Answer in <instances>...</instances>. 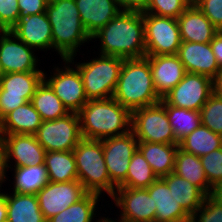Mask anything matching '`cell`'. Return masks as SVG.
Segmentation results:
<instances>
[{"instance_id": "2", "label": "cell", "mask_w": 222, "mask_h": 222, "mask_svg": "<svg viewBox=\"0 0 222 222\" xmlns=\"http://www.w3.org/2000/svg\"><path fill=\"white\" fill-rule=\"evenodd\" d=\"M78 115L84 139L103 140L131 131L132 113L113 97L89 100Z\"/></svg>"}, {"instance_id": "47", "label": "cell", "mask_w": 222, "mask_h": 222, "mask_svg": "<svg viewBox=\"0 0 222 222\" xmlns=\"http://www.w3.org/2000/svg\"><path fill=\"white\" fill-rule=\"evenodd\" d=\"M209 196L222 204V181H219L212 186Z\"/></svg>"}, {"instance_id": "40", "label": "cell", "mask_w": 222, "mask_h": 222, "mask_svg": "<svg viewBox=\"0 0 222 222\" xmlns=\"http://www.w3.org/2000/svg\"><path fill=\"white\" fill-rule=\"evenodd\" d=\"M19 16L17 0H0V31L11 30L18 22Z\"/></svg>"}, {"instance_id": "19", "label": "cell", "mask_w": 222, "mask_h": 222, "mask_svg": "<svg viewBox=\"0 0 222 222\" xmlns=\"http://www.w3.org/2000/svg\"><path fill=\"white\" fill-rule=\"evenodd\" d=\"M150 63L154 88L162 99L187 73L177 55H146Z\"/></svg>"}, {"instance_id": "42", "label": "cell", "mask_w": 222, "mask_h": 222, "mask_svg": "<svg viewBox=\"0 0 222 222\" xmlns=\"http://www.w3.org/2000/svg\"><path fill=\"white\" fill-rule=\"evenodd\" d=\"M20 14L35 15L46 12L49 0H17Z\"/></svg>"}, {"instance_id": "38", "label": "cell", "mask_w": 222, "mask_h": 222, "mask_svg": "<svg viewBox=\"0 0 222 222\" xmlns=\"http://www.w3.org/2000/svg\"><path fill=\"white\" fill-rule=\"evenodd\" d=\"M208 183L213 186L222 181V147L199 157Z\"/></svg>"}, {"instance_id": "15", "label": "cell", "mask_w": 222, "mask_h": 222, "mask_svg": "<svg viewBox=\"0 0 222 222\" xmlns=\"http://www.w3.org/2000/svg\"><path fill=\"white\" fill-rule=\"evenodd\" d=\"M212 94L210 77L186 73L184 78L162 99L171 106L200 111Z\"/></svg>"}, {"instance_id": "45", "label": "cell", "mask_w": 222, "mask_h": 222, "mask_svg": "<svg viewBox=\"0 0 222 222\" xmlns=\"http://www.w3.org/2000/svg\"><path fill=\"white\" fill-rule=\"evenodd\" d=\"M7 166H6V157H5V148H4V144L2 142V139L0 137V191L2 188V184L6 183L7 179Z\"/></svg>"}, {"instance_id": "48", "label": "cell", "mask_w": 222, "mask_h": 222, "mask_svg": "<svg viewBox=\"0 0 222 222\" xmlns=\"http://www.w3.org/2000/svg\"><path fill=\"white\" fill-rule=\"evenodd\" d=\"M0 222H7V206L5 191H0Z\"/></svg>"}, {"instance_id": "32", "label": "cell", "mask_w": 222, "mask_h": 222, "mask_svg": "<svg viewBox=\"0 0 222 222\" xmlns=\"http://www.w3.org/2000/svg\"><path fill=\"white\" fill-rule=\"evenodd\" d=\"M45 166L51 182L78 180L73 151H49L45 155Z\"/></svg>"}, {"instance_id": "4", "label": "cell", "mask_w": 222, "mask_h": 222, "mask_svg": "<svg viewBox=\"0 0 222 222\" xmlns=\"http://www.w3.org/2000/svg\"><path fill=\"white\" fill-rule=\"evenodd\" d=\"M113 98L131 113L160 102L146 57L124 59Z\"/></svg>"}, {"instance_id": "30", "label": "cell", "mask_w": 222, "mask_h": 222, "mask_svg": "<svg viewBox=\"0 0 222 222\" xmlns=\"http://www.w3.org/2000/svg\"><path fill=\"white\" fill-rule=\"evenodd\" d=\"M101 197L95 193H87L82 199L46 222H94V219H96L95 222H102L106 217L102 214H100L101 217L96 215Z\"/></svg>"}, {"instance_id": "33", "label": "cell", "mask_w": 222, "mask_h": 222, "mask_svg": "<svg viewBox=\"0 0 222 222\" xmlns=\"http://www.w3.org/2000/svg\"><path fill=\"white\" fill-rule=\"evenodd\" d=\"M222 147V136L200 124L179 142V148L198 157Z\"/></svg>"}, {"instance_id": "21", "label": "cell", "mask_w": 222, "mask_h": 222, "mask_svg": "<svg viewBox=\"0 0 222 222\" xmlns=\"http://www.w3.org/2000/svg\"><path fill=\"white\" fill-rule=\"evenodd\" d=\"M75 2L81 22L90 37L121 12L115 0H75Z\"/></svg>"}, {"instance_id": "25", "label": "cell", "mask_w": 222, "mask_h": 222, "mask_svg": "<svg viewBox=\"0 0 222 222\" xmlns=\"http://www.w3.org/2000/svg\"><path fill=\"white\" fill-rule=\"evenodd\" d=\"M179 144L138 142V150L158 178L174 171L175 155Z\"/></svg>"}, {"instance_id": "7", "label": "cell", "mask_w": 222, "mask_h": 222, "mask_svg": "<svg viewBox=\"0 0 222 222\" xmlns=\"http://www.w3.org/2000/svg\"><path fill=\"white\" fill-rule=\"evenodd\" d=\"M131 130L138 142L179 144L161 102L134 110Z\"/></svg>"}, {"instance_id": "22", "label": "cell", "mask_w": 222, "mask_h": 222, "mask_svg": "<svg viewBox=\"0 0 222 222\" xmlns=\"http://www.w3.org/2000/svg\"><path fill=\"white\" fill-rule=\"evenodd\" d=\"M181 41L210 43L219 30L192 3L177 18Z\"/></svg>"}, {"instance_id": "5", "label": "cell", "mask_w": 222, "mask_h": 222, "mask_svg": "<svg viewBox=\"0 0 222 222\" xmlns=\"http://www.w3.org/2000/svg\"><path fill=\"white\" fill-rule=\"evenodd\" d=\"M78 180L88 193L114 195L116 186L110 181L103 155L102 140L82 139L73 150ZM103 194V195H102Z\"/></svg>"}, {"instance_id": "36", "label": "cell", "mask_w": 222, "mask_h": 222, "mask_svg": "<svg viewBox=\"0 0 222 222\" xmlns=\"http://www.w3.org/2000/svg\"><path fill=\"white\" fill-rule=\"evenodd\" d=\"M201 124L222 136V100L212 94L200 110Z\"/></svg>"}, {"instance_id": "20", "label": "cell", "mask_w": 222, "mask_h": 222, "mask_svg": "<svg viewBox=\"0 0 222 222\" xmlns=\"http://www.w3.org/2000/svg\"><path fill=\"white\" fill-rule=\"evenodd\" d=\"M176 55L187 73L202 74L213 79L220 69L210 43L182 41Z\"/></svg>"}, {"instance_id": "29", "label": "cell", "mask_w": 222, "mask_h": 222, "mask_svg": "<svg viewBox=\"0 0 222 222\" xmlns=\"http://www.w3.org/2000/svg\"><path fill=\"white\" fill-rule=\"evenodd\" d=\"M173 173L185 178L200 188L206 195L210 194L212 186L208 183L203 165L198 156L187 153L178 147L175 155Z\"/></svg>"}, {"instance_id": "26", "label": "cell", "mask_w": 222, "mask_h": 222, "mask_svg": "<svg viewBox=\"0 0 222 222\" xmlns=\"http://www.w3.org/2000/svg\"><path fill=\"white\" fill-rule=\"evenodd\" d=\"M6 193L7 222H46L37 195Z\"/></svg>"}, {"instance_id": "14", "label": "cell", "mask_w": 222, "mask_h": 222, "mask_svg": "<svg viewBox=\"0 0 222 222\" xmlns=\"http://www.w3.org/2000/svg\"><path fill=\"white\" fill-rule=\"evenodd\" d=\"M103 155L110 181L118 187L127 177L133 154L138 149V140L133 131L102 140Z\"/></svg>"}, {"instance_id": "12", "label": "cell", "mask_w": 222, "mask_h": 222, "mask_svg": "<svg viewBox=\"0 0 222 222\" xmlns=\"http://www.w3.org/2000/svg\"><path fill=\"white\" fill-rule=\"evenodd\" d=\"M110 199L121 209L118 219L109 217L113 222H155L156 205L146 188L117 187Z\"/></svg>"}, {"instance_id": "46", "label": "cell", "mask_w": 222, "mask_h": 222, "mask_svg": "<svg viewBox=\"0 0 222 222\" xmlns=\"http://www.w3.org/2000/svg\"><path fill=\"white\" fill-rule=\"evenodd\" d=\"M212 91L216 97L222 100V67L212 79Z\"/></svg>"}, {"instance_id": "16", "label": "cell", "mask_w": 222, "mask_h": 222, "mask_svg": "<svg viewBox=\"0 0 222 222\" xmlns=\"http://www.w3.org/2000/svg\"><path fill=\"white\" fill-rule=\"evenodd\" d=\"M88 192L79 180L49 181L36 195L40 210L47 221L82 199Z\"/></svg>"}, {"instance_id": "13", "label": "cell", "mask_w": 222, "mask_h": 222, "mask_svg": "<svg viewBox=\"0 0 222 222\" xmlns=\"http://www.w3.org/2000/svg\"><path fill=\"white\" fill-rule=\"evenodd\" d=\"M37 52L22 42L12 31H0L1 75L14 72L43 71Z\"/></svg>"}, {"instance_id": "27", "label": "cell", "mask_w": 222, "mask_h": 222, "mask_svg": "<svg viewBox=\"0 0 222 222\" xmlns=\"http://www.w3.org/2000/svg\"><path fill=\"white\" fill-rule=\"evenodd\" d=\"M161 179L167 184L176 201L190 217L202 206L207 195L185 178L172 172Z\"/></svg>"}, {"instance_id": "3", "label": "cell", "mask_w": 222, "mask_h": 222, "mask_svg": "<svg viewBox=\"0 0 222 222\" xmlns=\"http://www.w3.org/2000/svg\"><path fill=\"white\" fill-rule=\"evenodd\" d=\"M46 14L52 29V51L62 60L77 56V52L81 53L79 48L92 41L81 22L75 0H49Z\"/></svg>"}, {"instance_id": "9", "label": "cell", "mask_w": 222, "mask_h": 222, "mask_svg": "<svg viewBox=\"0 0 222 222\" xmlns=\"http://www.w3.org/2000/svg\"><path fill=\"white\" fill-rule=\"evenodd\" d=\"M35 136L46 152L73 151L83 139L78 113L70 112L62 118L43 121Z\"/></svg>"}, {"instance_id": "49", "label": "cell", "mask_w": 222, "mask_h": 222, "mask_svg": "<svg viewBox=\"0 0 222 222\" xmlns=\"http://www.w3.org/2000/svg\"><path fill=\"white\" fill-rule=\"evenodd\" d=\"M181 222H196L192 217H190L187 220L181 221Z\"/></svg>"}, {"instance_id": "35", "label": "cell", "mask_w": 222, "mask_h": 222, "mask_svg": "<svg viewBox=\"0 0 222 222\" xmlns=\"http://www.w3.org/2000/svg\"><path fill=\"white\" fill-rule=\"evenodd\" d=\"M157 179L153 169L137 149L130 160L127 177L118 187L148 188Z\"/></svg>"}, {"instance_id": "1", "label": "cell", "mask_w": 222, "mask_h": 222, "mask_svg": "<svg viewBox=\"0 0 222 222\" xmlns=\"http://www.w3.org/2000/svg\"><path fill=\"white\" fill-rule=\"evenodd\" d=\"M91 39H99L98 54L122 59L146 56L143 13L121 11Z\"/></svg>"}, {"instance_id": "6", "label": "cell", "mask_w": 222, "mask_h": 222, "mask_svg": "<svg viewBox=\"0 0 222 222\" xmlns=\"http://www.w3.org/2000/svg\"><path fill=\"white\" fill-rule=\"evenodd\" d=\"M98 56L82 63L75 61V56L68 59L79 70L88 100L112 98L123 65L122 58L102 54Z\"/></svg>"}, {"instance_id": "41", "label": "cell", "mask_w": 222, "mask_h": 222, "mask_svg": "<svg viewBox=\"0 0 222 222\" xmlns=\"http://www.w3.org/2000/svg\"><path fill=\"white\" fill-rule=\"evenodd\" d=\"M193 4L222 31V0H193Z\"/></svg>"}, {"instance_id": "39", "label": "cell", "mask_w": 222, "mask_h": 222, "mask_svg": "<svg viewBox=\"0 0 222 222\" xmlns=\"http://www.w3.org/2000/svg\"><path fill=\"white\" fill-rule=\"evenodd\" d=\"M191 217L196 222H222V204L207 195Z\"/></svg>"}, {"instance_id": "31", "label": "cell", "mask_w": 222, "mask_h": 222, "mask_svg": "<svg viewBox=\"0 0 222 222\" xmlns=\"http://www.w3.org/2000/svg\"><path fill=\"white\" fill-rule=\"evenodd\" d=\"M30 102L43 121L56 120L70 113L44 79L37 86Z\"/></svg>"}, {"instance_id": "10", "label": "cell", "mask_w": 222, "mask_h": 222, "mask_svg": "<svg viewBox=\"0 0 222 222\" xmlns=\"http://www.w3.org/2000/svg\"><path fill=\"white\" fill-rule=\"evenodd\" d=\"M70 64L68 59H63L62 68L59 65L55 66L54 70L51 69L53 71L50 72L51 75L44 72V80L69 112L78 113L89 100L79 70Z\"/></svg>"}, {"instance_id": "34", "label": "cell", "mask_w": 222, "mask_h": 222, "mask_svg": "<svg viewBox=\"0 0 222 222\" xmlns=\"http://www.w3.org/2000/svg\"><path fill=\"white\" fill-rule=\"evenodd\" d=\"M160 102L166 108L170 125L172 126L178 143L201 124L200 111L171 106L163 99Z\"/></svg>"}, {"instance_id": "50", "label": "cell", "mask_w": 222, "mask_h": 222, "mask_svg": "<svg viewBox=\"0 0 222 222\" xmlns=\"http://www.w3.org/2000/svg\"><path fill=\"white\" fill-rule=\"evenodd\" d=\"M102 222H113V221L109 218V216H107Z\"/></svg>"}, {"instance_id": "44", "label": "cell", "mask_w": 222, "mask_h": 222, "mask_svg": "<svg viewBox=\"0 0 222 222\" xmlns=\"http://www.w3.org/2000/svg\"><path fill=\"white\" fill-rule=\"evenodd\" d=\"M219 68L222 67V31H219L210 42Z\"/></svg>"}, {"instance_id": "18", "label": "cell", "mask_w": 222, "mask_h": 222, "mask_svg": "<svg viewBox=\"0 0 222 222\" xmlns=\"http://www.w3.org/2000/svg\"><path fill=\"white\" fill-rule=\"evenodd\" d=\"M10 31L37 51L53 49L52 29L46 12L35 15L20 14L18 22Z\"/></svg>"}, {"instance_id": "11", "label": "cell", "mask_w": 222, "mask_h": 222, "mask_svg": "<svg viewBox=\"0 0 222 222\" xmlns=\"http://www.w3.org/2000/svg\"><path fill=\"white\" fill-rule=\"evenodd\" d=\"M146 55H176L181 45L176 18L143 13Z\"/></svg>"}, {"instance_id": "37", "label": "cell", "mask_w": 222, "mask_h": 222, "mask_svg": "<svg viewBox=\"0 0 222 222\" xmlns=\"http://www.w3.org/2000/svg\"><path fill=\"white\" fill-rule=\"evenodd\" d=\"M192 3L193 0H150L144 13L177 19Z\"/></svg>"}, {"instance_id": "17", "label": "cell", "mask_w": 222, "mask_h": 222, "mask_svg": "<svg viewBox=\"0 0 222 222\" xmlns=\"http://www.w3.org/2000/svg\"><path fill=\"white\" fill-rule=\"evenodd\" d=\"M0 137L5 148L7 167H22L45 163L46 151L37 141L35 135L13 134L0 135ZM11 163H14V165Z\"/></svg>"}, {"instance_id": "8", "label": "cell", "mask_w": 222, "mask_h": 222, "mask_svg": "<svg viewBox=\"0 0 222 222\" xmlns=\"http://www.w3.org/2000/svg\"><path fill=\"white\" fill-rule=\"evenodd\" d=\"M43 79L44 71L0 75V121L14 109L31 101Z\"/></svg>"}, {"instance_id": "43", "label": "cell", "mask_w": 222, "mask_h": 222, "mask_svg": "<svg viewBox=\"0 0 222 222\" xmlns=\"http://www.w3.org/2000/svg\"><path fill=\"white\" fill-rule=\"evenodd\" d=\"M121 11L144 13L150 0H115Z\"/></svg>"}, {"instance_id": "28", "label": "cell", "mask_w": 222, "mask_h": 222, "mask_svg": "<svg viewBox=\"0 0 222 222\" xmlns=\"http://www.w3.org/2000/svg\"><path fill=\"white\" fill-rule=\"evenodd\" d=\"M7 170L14 171L11 189L15 193L36 195L49 182L45 164L7 167Z\"/></svg>"}, {"instance_id": "23", "label": "cell", "mask_w": 222, "mask_h": 222, "mask_svg": "<svg viewBox=\"0 0 222 222\" xmlns=\"http://www.w3.org/2000/svg\"><path fill=\"white\" fill-rule=\"evenodd\" d=\"M146 189L156 205L155 222H181L190 218L161 178Z\"/></svg>"}, {"instance_id": "24", "label": "cell", "mask_w": 222, "mask_h": 222, "mask_svg": "<svg viewBox=\"0 0 222 222\" xmlns=\"http://www.w3.org/2000/svg\"><path fill=\"white\" fill-rule=\"evenodd\" d=\"M43 120L31 102L14 109L0 121V135H35Z\"/></svg>"}]
</instances>
